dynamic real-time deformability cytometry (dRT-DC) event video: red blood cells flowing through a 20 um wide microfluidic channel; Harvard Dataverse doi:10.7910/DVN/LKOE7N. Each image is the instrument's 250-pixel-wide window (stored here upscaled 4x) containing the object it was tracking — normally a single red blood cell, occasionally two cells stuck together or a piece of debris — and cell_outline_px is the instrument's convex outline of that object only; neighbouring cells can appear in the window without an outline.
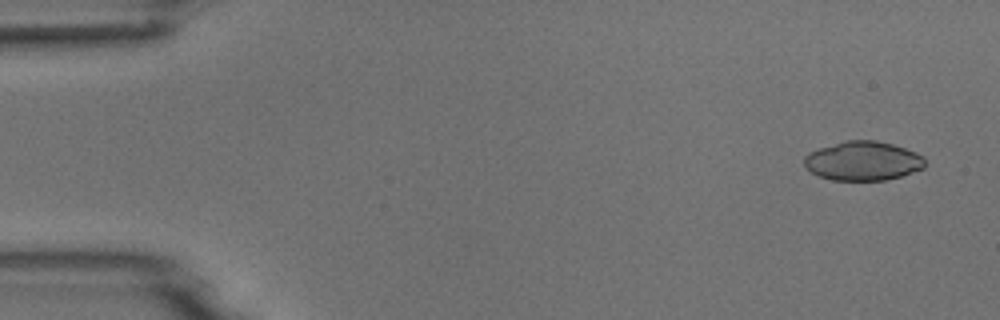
{"species": "common noctule bat (a hibernating species)", "species_latin": "Nyctalus noctula", "temperature_condition": "room temperature", "stored_images_in_passage": 6, "camera_frame_rate_fps": 3000, "um_per_image_px": 0.085, "animal": {"sex": "male", "body_mass_g": 18.8}, "frame": {"image": 1, "passage_image": 1, "time_ms": 0.0, "image_size_px": [1000, 320], "cell_outline_px": [[924, 168], [900, 176], [884, 180], [832, 180], [820, 176], [812, 172], [804, 164], [804, 156], [808, 152], [820, 148], [848, 140], [876, 140], [892, 144], [916, 152], [924, 156]], "centroid_in_image_um": [73.36, 13.67], "position_along_channel_um": 11.6, "area_um2": 27.34}}
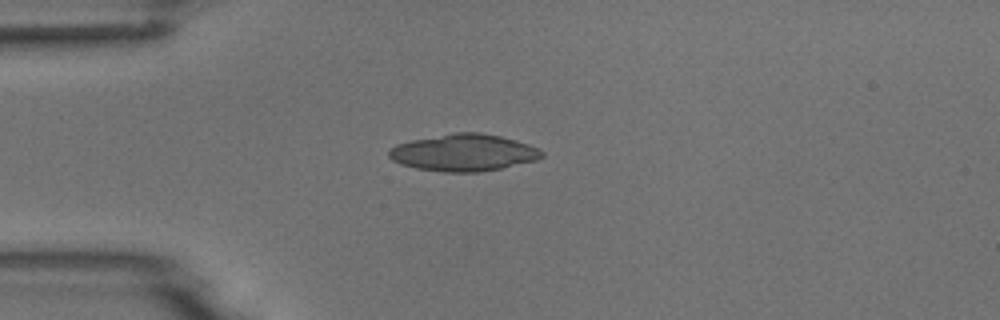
{"frame": {"image": 2, "passage_image": 4, "time_ms": 3.667, "image_size_px": [1000, 320], "cell_outline_px": [[544, 156], [536, 160], [500, 168], [480, 172], [444, 172], [416, 168], [400, 164], [392, 160], [388, 156], [388, 152], [396, 144], [412, 140], [452, 132], [480, 132], [500, 136], [528, 144], [544, 152]], "centroid_in_image_um": [39.39, 12.97], "position_along_channel_um": 45.6, "area_um2": 32.83}}